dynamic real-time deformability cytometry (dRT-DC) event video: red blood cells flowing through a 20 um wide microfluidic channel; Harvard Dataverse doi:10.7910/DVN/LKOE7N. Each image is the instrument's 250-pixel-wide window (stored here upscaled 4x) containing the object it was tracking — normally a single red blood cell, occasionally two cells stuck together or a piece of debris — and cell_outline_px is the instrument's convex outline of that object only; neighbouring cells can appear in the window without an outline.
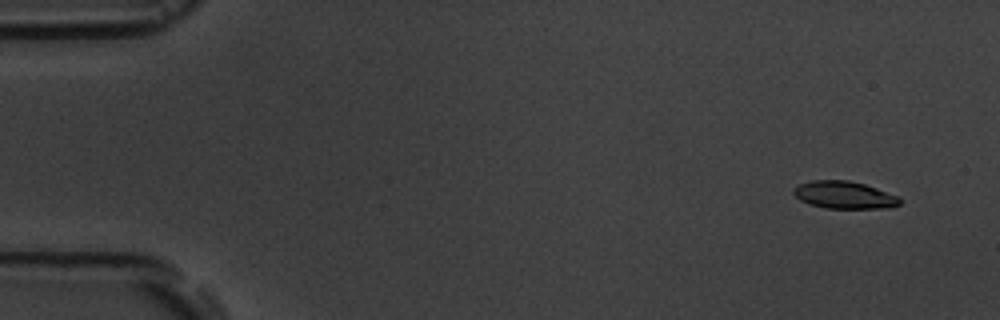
{"species": "common noctule bat (a hibernating species)", "species_latin": "Nyctalus noctula", "temperature_condition": "room temperature", "stored_images_in_passage": 6, "camera_frame_rate_fps": 3000, "um_per_image_px": 0.085, "animal": {"sex": "male", "body_mass_g": 19.5, "forearm_length_mm": 54.6}, "frame": {"image": 1, "passage_image": 1, "time_ms": 0.0, "image_size_px": [1000, 320], "cell_outline_px": [[900, 204], [892, 208], [824, 208], [808, 204], [800, 200], [792, 192], [792, 188], [800, 184], [812, 180], [848, 180], [864, 184], [900, 196]], "centroid_in_image_um": [71.76, 16.58], "position_along_channel_um": 13.2, "area_um2": 17.11}}